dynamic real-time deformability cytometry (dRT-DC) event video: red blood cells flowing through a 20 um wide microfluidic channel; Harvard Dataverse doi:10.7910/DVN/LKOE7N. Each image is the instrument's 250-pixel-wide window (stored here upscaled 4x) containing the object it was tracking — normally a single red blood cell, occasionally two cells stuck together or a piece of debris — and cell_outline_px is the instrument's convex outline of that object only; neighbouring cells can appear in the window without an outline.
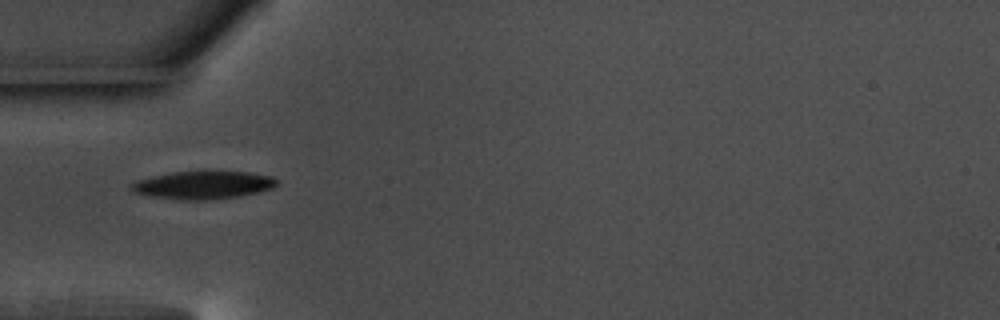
{"species": "common noctule bat (a hibernating species)", "species_latin": "Nyctalus noctula", "temperature_condition": "warm", "stored_images_in_passage": 35, "camera_frame_rate_fps": 3000, "um_per_image_px": 0.085, "animal": {"sex": "male", "body_mass_g": 17.5, "forearm_length_mm": 52.3}, "frame": {"image": 1, "passage_image": 1, "time_ms": 0.0, "image_size_px": [1000, 320], "cell_outline_px": [[276, 184], [272, 188], [240, 196], [204, 200], [176, 200], [152, 196], [132, 192], [128, 188], [132, 184], [140, 180], [152, 176], [172, 172], [204, 168], [248, 172], [272, 176], [276, 180]], "centroid_in_image_um": [17.25, 15.68], "position_along_channel_um": 67.8, "area_um2": 24.45}}
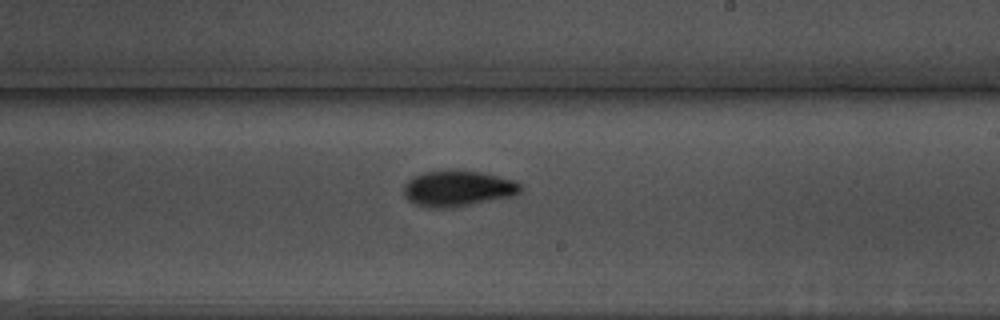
{"frame": {"image": 2, "passage_image": 16, "time_ms": 5.0, "image_size_px": [1000, 320], "cell_outline_px": [[524, 188], [520, 192], [512, 196], [468, 204], [444, 208], [428, 208], [416, 204], [408, 200], [404, 196], [404, 184], [408, 180], [424, 172], [456, 168], [480, 172], [516, 180]], "centroid_in_image_um": [38.91, 15.99], "position_along_channel_um": 250.1, "area_um2": 24.51}}
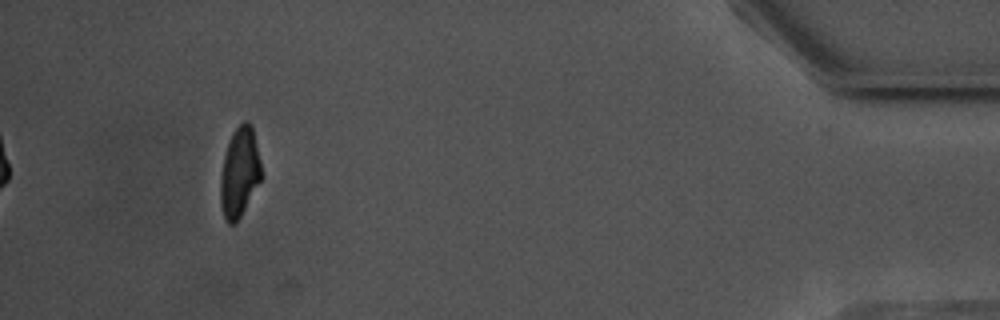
{"frame": {"image": 3, "passage_image": 35, "time_ms": 11.333, "image_size_px": [1000, 320], "cell_outline_px": [[260, 180], [236, 224], [228, 224], [224, 216], [220, 204], [220, 176], [224, 156], [232, 132], [244, 120], [248, 120], [252, 124], [260, 160]], "centroid_in_image_um": [20.34, 14.63], "position_along_channel_um": 414.9, "area_um2": 21.15}, "authors_computed_cell_mechanics": {"area_um2": 23.12, "velocity_mm_per_s": 3.6604, "shape_relaxation_time_tau1_ms": 2.6788, "shape_relaxation_time_tau2_ms": 7.4431, "deformation_change_tau1": 0.1443, "deformation_change_tau2": 0.122}}